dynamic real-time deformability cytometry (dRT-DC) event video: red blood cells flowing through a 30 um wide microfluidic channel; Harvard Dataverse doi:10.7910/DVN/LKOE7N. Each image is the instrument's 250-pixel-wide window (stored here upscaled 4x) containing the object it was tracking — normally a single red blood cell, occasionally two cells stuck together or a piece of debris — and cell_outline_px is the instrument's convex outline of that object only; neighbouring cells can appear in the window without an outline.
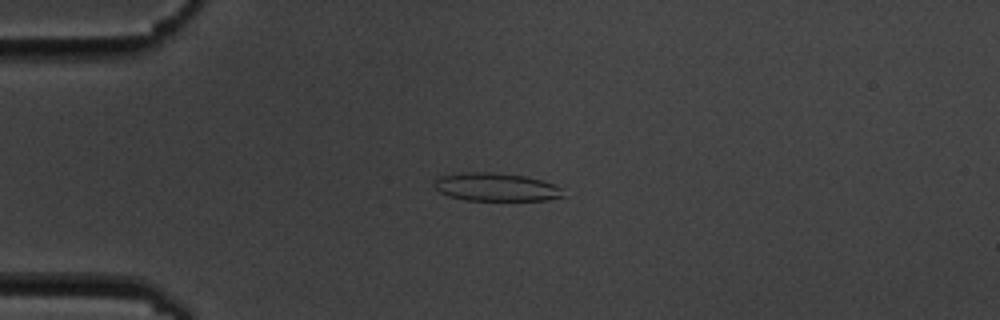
{"species": "common noctule bat (a hibernating species)", "species_latin": "Nyctalus noctula", "temperature_condition": "cold", "stored_images_in_passage": 4, "camera_frame_rate_fps": 3000, "um_per_image_px": 0.085, "animal": {"sex": "male", "body_mass_g": 19.5, "forearm_length_mm": 54.6}, "frame": {"image": 1, "passage_image": 3, "time_ms": 2.333, "image_size_px": [1000, 320], "cell_outline_px": [[564, 196], [548, 200], [464, 200], [448, 196], [440, 192], [432, 184], [440, 176], [464, 172], [488, 172], [528, 176], [556, 184], [560, 188]], "centroid_in_image_um": [42.16, 15.9], "position_along_channel_um": 42.8, "area_um2": 21.21}}